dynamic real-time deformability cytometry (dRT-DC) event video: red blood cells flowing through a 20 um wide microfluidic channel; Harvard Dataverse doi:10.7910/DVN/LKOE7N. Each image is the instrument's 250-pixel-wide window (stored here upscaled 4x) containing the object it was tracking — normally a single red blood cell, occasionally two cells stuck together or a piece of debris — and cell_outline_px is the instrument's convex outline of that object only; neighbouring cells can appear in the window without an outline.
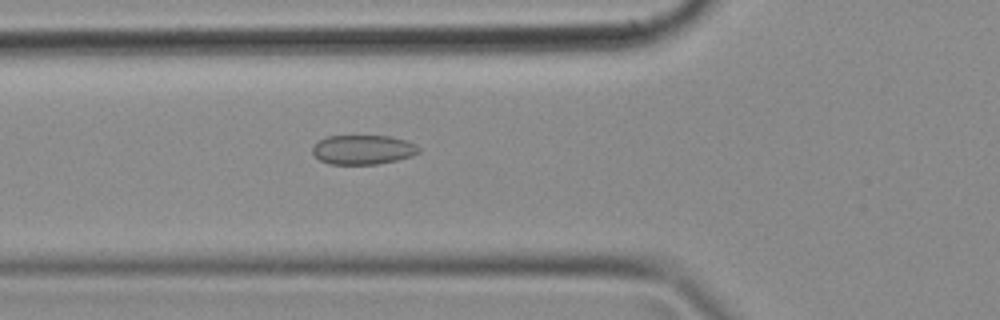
{"species": "common noctule bat (a hibernating species)", "species_latin": "Nyctalus noctula", "temperature_condition": "cold", "stored_images_in_passage": 37, "camera_frame_rate_fps": 3000, "um_per_image_px": 0.085, "animal": {"sex": "female", "body_mass_g": 18.4}, "frame": {"image": 1, "passage_image": 6, "time_ms": 1.667, "image_size_px": [1000, 320], "cell_outline_px": [[420, 152], [412, 156], [396, 160], [376, 164], [328, 164], [320, 160], [312, 152], [312, 144], [328, 136], [392, 136], [416, 144], [420, 148]], "centroid_in_image_um": [30.85, 12.72], "position_along_channel_um": 95.0, "area_um2": 18.26}}
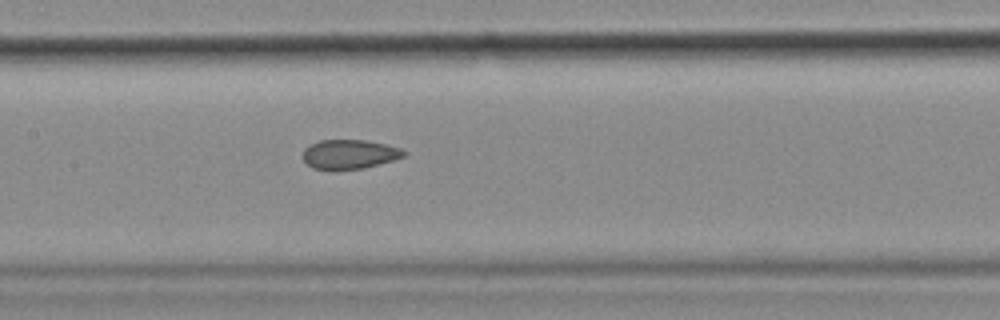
{"frame": {"image": 2, "passage_image": 12, "time_ms": 3.667, "image_size_px": [1000, 320], "cell_outline_px": [[408, 152], [404, 156], [392, 160], [364, 168], [336, 172], [332, 172], [312, 168], [304, 160], [304, 148], [308, 144], [320, 140], [364, 140], [384, 144], [400, 148]], "centroid_in_image_um": [29.65, 13.14], "position_along_channel_um": 177.7, "area_um2": 17.63}}
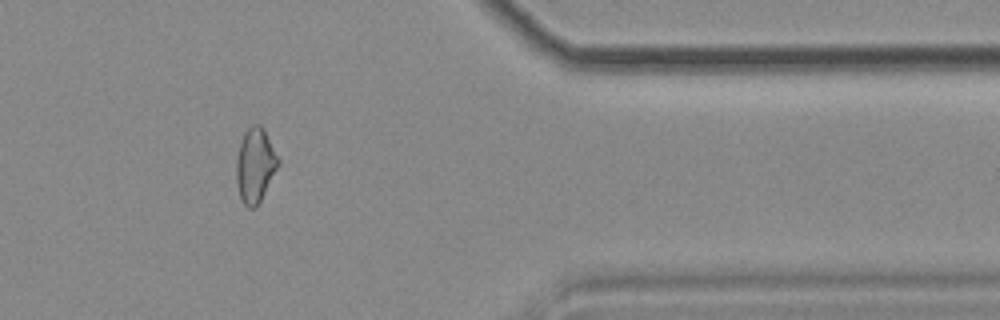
{"frame": {"image": 3, "passage_image": 29, "time_ms": 9.333, "image_size_px": [1000, 320], "cell_outline_px": [[280, 164], [256, 208], [248, 208], [244, 204], [240, 196], [236, 184], [236, 160], [240, 140], [244, 132], [252, 124], [260, 124], [264, 128], [280, 160]], "centroid_in_image_um": [21.69, 14.03], "position_along_channel_um": 389.7, "area_um2": 18.38}}